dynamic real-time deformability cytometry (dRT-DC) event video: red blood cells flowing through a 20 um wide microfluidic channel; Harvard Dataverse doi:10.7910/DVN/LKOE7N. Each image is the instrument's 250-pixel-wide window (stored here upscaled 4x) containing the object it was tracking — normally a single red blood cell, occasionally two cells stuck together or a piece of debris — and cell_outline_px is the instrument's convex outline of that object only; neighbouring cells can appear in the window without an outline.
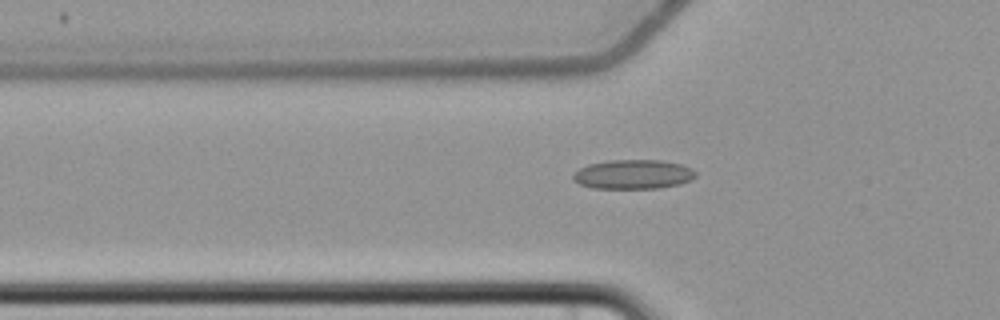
{"species": "common noctule bat (a hibernating species)", "species_latin": "Nyctalus noctula", "temperature_condition": "cold", "stored_images_in_passage": 7, "camera_frame_rate_fps": 3000, "um_per_image_px": 0.085, "animal": {"sex": "female", "body_mass_g": 22.7, "forearm_length_mm": 54.2}, "frame": {"image": 1, "passage_image": 7, "time_ms": 7.667, "image_size_px": [1000, 320], "cell_outline_px": [[696, 176], [680, 184], [660, 188], [592, 188], [580, 184], [572, 180], [572, 176], [580, 168], [588, 164], [608, 160], [664, 160], [680, 164], [692, 168], [696, 172]], "centroid_in_image_um": [53.82, 14.81], "position_along_channel_um": 72.0, "area_um2": 20.98}}